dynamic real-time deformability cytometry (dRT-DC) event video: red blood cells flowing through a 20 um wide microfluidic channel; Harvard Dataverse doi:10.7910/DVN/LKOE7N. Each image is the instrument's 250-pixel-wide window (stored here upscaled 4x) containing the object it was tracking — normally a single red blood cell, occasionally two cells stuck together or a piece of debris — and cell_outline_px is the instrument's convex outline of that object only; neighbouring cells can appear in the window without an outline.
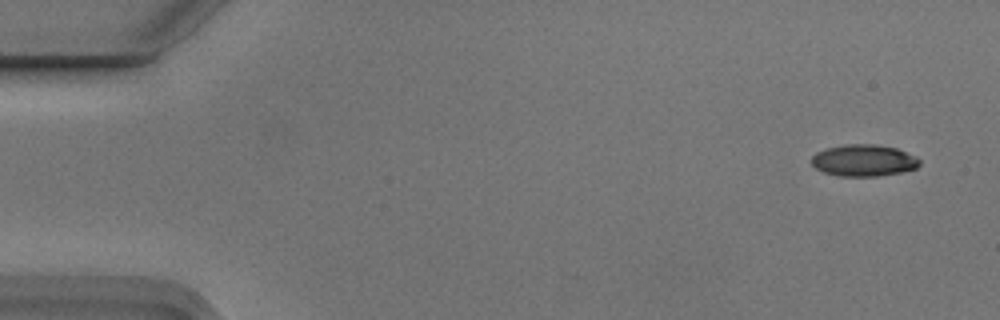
{"species": "Egyptian fruit bat (a non-hibernating species)", "species_latin": "Rousettus aegyptiacus", "temperature_condition": "cold", "stored_images_in_passage": 4, "camera_frame_rate_fps": 3000, "um_per_image_px": 0.085, "animal": {"sex": "male"}, "frame": {"image": 1, "passage_image": 1, "time_ms": 0.0, "image_size_px": [1000, 320], "cell_outline_px": [[920, 164], [916, 168], [900, 172], [880, 176], [836, 176], [824, 172], [816, 168], [812, 164], [812, 156], [816, 152], [828, 148], [844, 144], [872, 144], [896, 148], [916, 156], [920, 160]], "centroid_in_image_um": [73.41, 13.64], "position_along_channel_um": 11.6, "area_um2": 19.94}}
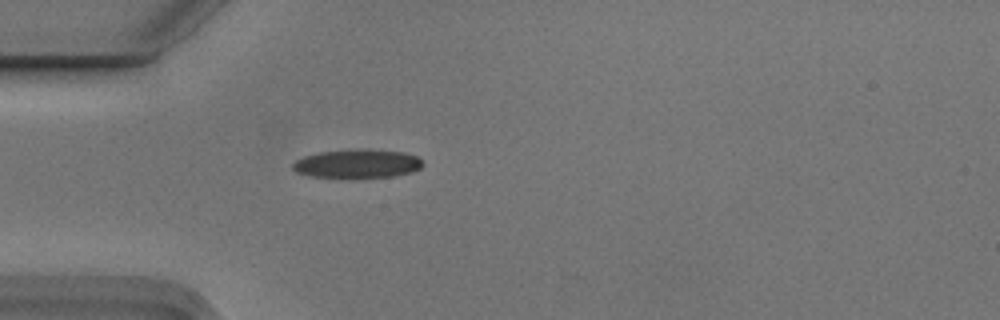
{"frame": {"image": 2, "passage_image": 4, "time_ms": 1.0, "image_size_px": [1000, 320], "cell_outline_px": [[424, 164], [420, 168], [412, 172], [392, 176], [312, 176], [296, 172], [292, 168], [292, 164], [296, 160], [304, 156], [320, 152], [356, 148], [364, 148], [404, 152], [416, 156]], "centroid_in_image_um": [30.38, 13.87], "position_along_channel_um": 54.6, "area_um2": 21.39}}